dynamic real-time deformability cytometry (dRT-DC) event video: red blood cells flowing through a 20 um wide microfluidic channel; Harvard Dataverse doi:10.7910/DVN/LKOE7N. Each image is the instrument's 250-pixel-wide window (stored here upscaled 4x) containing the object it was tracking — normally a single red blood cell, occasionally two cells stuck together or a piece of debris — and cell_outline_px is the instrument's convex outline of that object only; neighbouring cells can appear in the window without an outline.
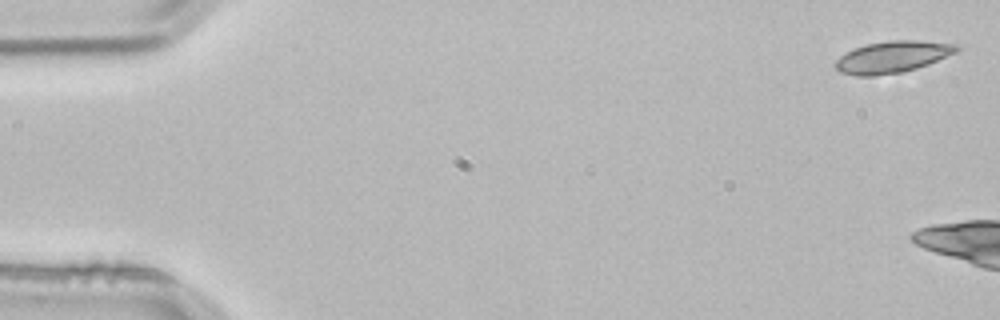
{"species": "common noctule bat (a hibernating species)", "species_latin": "Nyctalus noctula", "temperature_condition": "room temperature", "stored_images_in_passage": 5, "camera_frame_rate_fps": 3000, "um_per_image_px": 0.085, "animal": {"sex": "male", "body_mass_g": 21.5, "forearm_length_mm": 52.0}, "frame": {"image": 1, "passage_image": 1, "time_ms": 0.0, "image_size_px": [1000, 320], "cell_outline_px": [[960, 48], [956, 52], [928, 64], [916, 68], [900, 72], [872, 76], [856, 76], [840, 72], [832, 64], [840, 56], [856, 48], [868, 44], [888, 40], [920, 40], [960, 44]], "centroid_in_image_um": [75.87, 4.83], "position_along_channel_um": 9.1, "area_um2": 22.31}}